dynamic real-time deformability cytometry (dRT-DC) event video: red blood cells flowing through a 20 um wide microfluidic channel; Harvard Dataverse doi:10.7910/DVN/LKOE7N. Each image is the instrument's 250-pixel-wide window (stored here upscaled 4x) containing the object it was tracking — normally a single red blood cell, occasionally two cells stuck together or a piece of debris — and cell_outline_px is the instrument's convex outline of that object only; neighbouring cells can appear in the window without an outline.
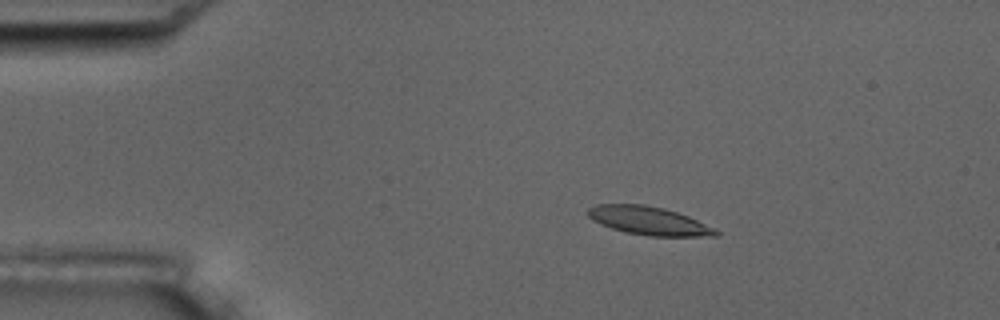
{"species": "common noctule bat (a hibernating species)", "species_latin": "Nyctalus noctula", "temperature_condition": "room temperature", "stored_images_in_passage": 5, "camera_frame_rate_fps": 3000, "um_per_image_px": 0.085, "animal": {"sex": "male", "body_mass_g": 17.5, "forearm_length_mm": 52.3}, "frame": {"image": 1, "passage_image": 3, "time_ms": 2.0, "image_size_px": [1000, 320], "cell_outline_px": [[720, 232], [716, 236], [648, 236], [624, 232], [600, 224], [592, 220], [584, 212], [588, 208], [596, 204], [644, 204], [664, 208], [688, 216]], "centroid_in_image_um": [55.06, 18.75], "position_along_channel_um": 29.9, "area_um2": 21.1}}
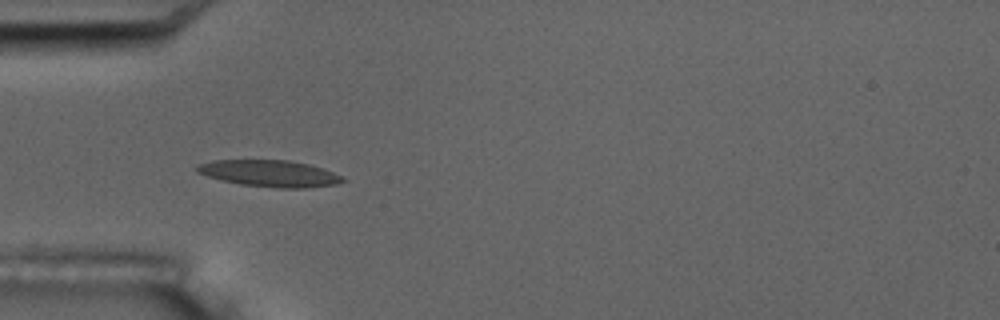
{"frame": {"image": 2, "passage_image": 4, "time_ms": 4.333, "image_size_px": [1000, 320], "cell_outline_px": [[348, 180], [336, 184], [308, 188], [276, 188], [240, 184], [220, 180], [196, 172], [192, 168], [196, 164], [212, 160], [288, 160], [308, 164], [344, 176]], "centroid_in_image_um": [22.88, 14.74], "position_along_channel_um": 62.1, "area_um2": 22.83}}